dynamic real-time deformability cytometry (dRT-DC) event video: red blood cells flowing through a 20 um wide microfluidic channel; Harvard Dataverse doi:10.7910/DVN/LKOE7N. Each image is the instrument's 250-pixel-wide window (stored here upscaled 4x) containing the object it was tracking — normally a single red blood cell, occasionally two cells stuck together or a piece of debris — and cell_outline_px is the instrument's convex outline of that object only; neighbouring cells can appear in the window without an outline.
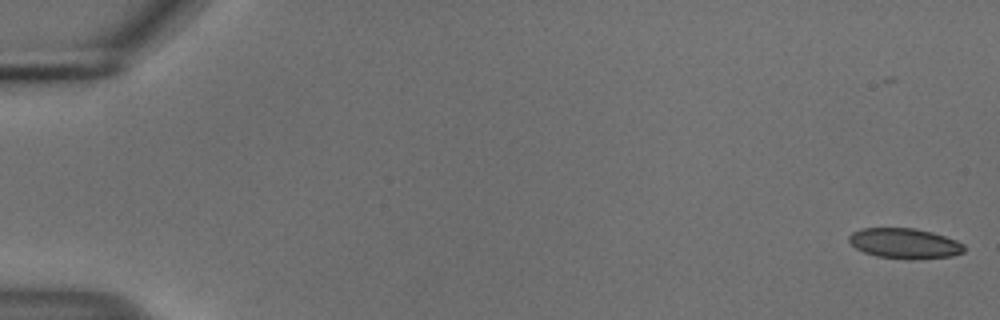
{"species": "common noctule bat (a hibernating species)", "species_latin": "Nyctalus noctula", "temperature_condition": "cold", "stored_images_in_passage": 56, "camera_frame_rate_fps": 3000, "um_per_image_px": 0.085, "animal": {"sex": "male", "body_mass_g": 18.8}, "frame": {"image": 1, "passage_image": 2, "time_ms": 0.333, "image_size_px": [1000, 320], "cell_outline_px": [[964, 252], [952, 256], [912, 260], [908, 260], [876, 256], [864, 252], [856, 248], [848, 240], [848, 236], [852, 232], [860, 228], [916, 228], [932, 232], [956, 240], [964, 244]], "centroid_in_image_um": [76.89, 20.69], "position_along_channel_um": 8.1, "area_um2": 20.52}}
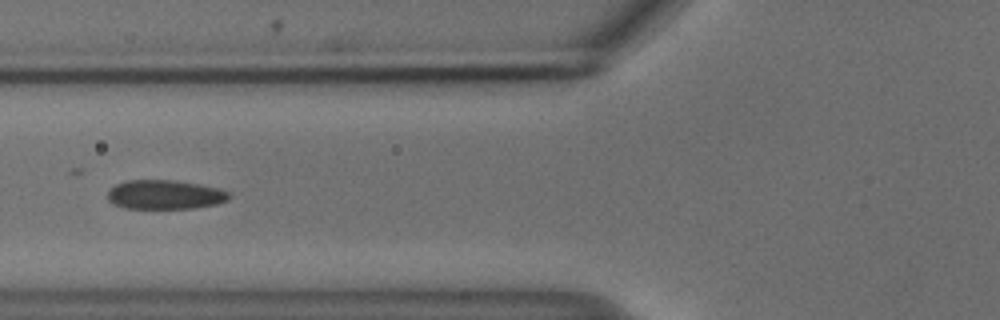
{"frame": {"image": 2, "passage_image": 23, "time_ms": 7.333, "image_size_px": [1000, 320], "cell_outline_px": [[232, 196], [228, 200], [216, 204], [196, 208], [124, 208], [112, 204], [108, 200], [108, 188], [116, 184], [128, 180], [176, 180], [200, 184], [220, 188], [232, 192]], "centroid_in_image_um": [14.05, 16.54], "position_along_channel_um": 111.8, "area_um2": 21.04}}
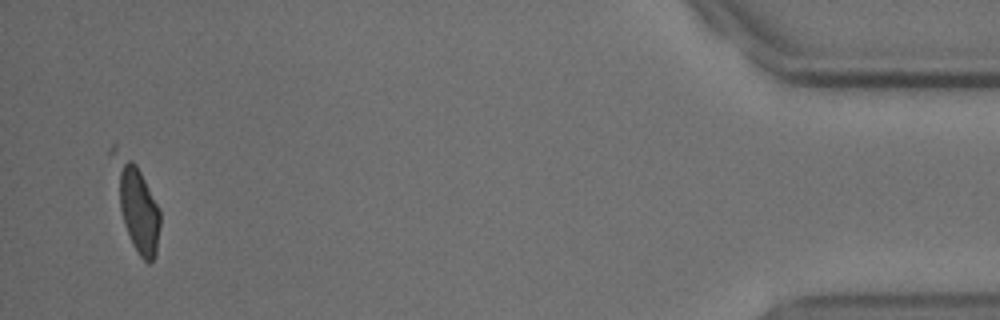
{"frame": {"image": 3, "passage_image": 54, "time_ms": 17.667, "image_size_px": [1000, 320], "cell_outline_px": [[160, 224], [156, 256], [148, 264], [140, 256], [132, 244], [124, 224], [120, 208], [108, 152], [108, 148], [116, 140], [136, 164], [160, 212]], "centroid_in_image_um": [11.51, 17.29], "position_along_channel_um": 423.7, "area_um2": 23.93}, "authors_computed_cell_mechanics": {"area_um2": 21.1548, "velocity_mm_per_s": 3.7269, "shape_relaxation_time_tau1_ms": 5.9071, "shape_relaxation_time_tau2_ms": 2.1953, "deformation_change_tau1": 0.1383, "deformation_change_tau2": 0.0528}}